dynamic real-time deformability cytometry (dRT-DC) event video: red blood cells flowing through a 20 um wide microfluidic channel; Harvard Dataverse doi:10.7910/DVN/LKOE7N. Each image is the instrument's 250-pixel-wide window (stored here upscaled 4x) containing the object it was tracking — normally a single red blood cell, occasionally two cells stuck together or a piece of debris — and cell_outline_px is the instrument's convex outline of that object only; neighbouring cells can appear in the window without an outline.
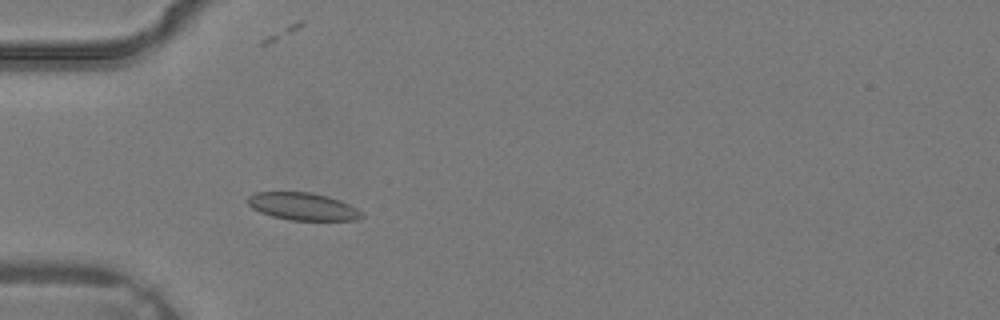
{"species": "common noctule bat (a hibernating species)", "species_latin": "Nyctalus noctula", "temperature_condition": "warm", "stored_images_in_passage": 30, "camera_frame_rate_fps": 3000, "um_per_image_px": 0.085, "animal": {"sex": "male", "body_mass_g": 19.2, "forearm_length_mm": 51.8}, "frame": {"image": 1, "passage_image": 7, "time_ms": 2.0, "image_size_px": [1000, 320], "cell_outline_px": [[364, 216], [356, 220], [288, 220], [272, 216], [260, 212], [252, 208], [248, 204], [248, 196], [252, 192], [312, 192], [328, 196], [340, 200], [364, 212]], "centroid_in_image_um": [25.74, 17.54], "position_along_channel_um": 59.3, "area_um2": 18.38}}
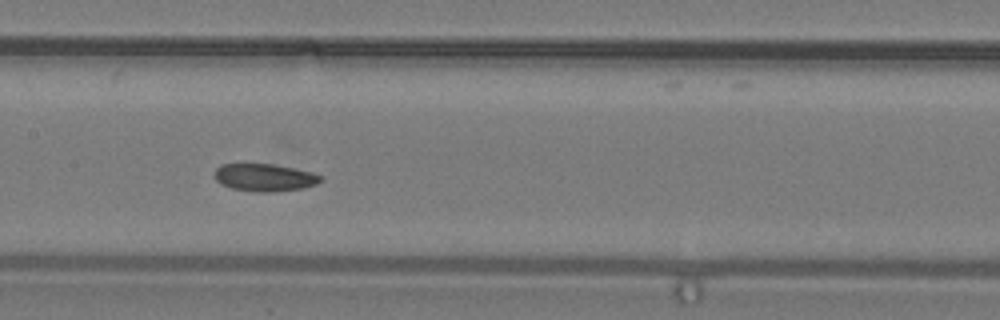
{"frame": {"image": 2, "passage_image": 14, "time_ms": 4.333, "image_size_px": [1000, 320], "cell_outline_px": [[324, 180], [316, 184], [304, 188], [272, 192], [252, 192], [232, 188], [220, 184], [212, 176], [216, 168], [220, 164], [272, 164], [312, 172], [320, 176]], "centroid_in_image_um": [22.45, 15.09], "position_along_channel_um": 185.0, "area_um2": 17.17}}
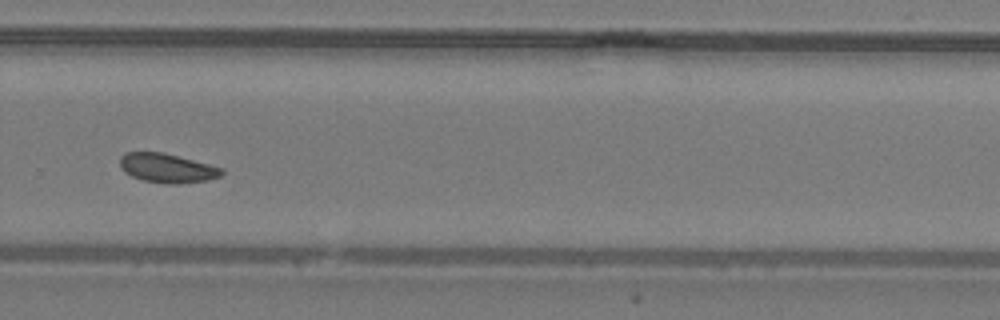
{"frame": {"image": 3, "passage_image": 21, "time_ms": 6.667, "image_size_px": [1000, 320], "cell_outline_px": [[224, 172], [220, 176], [208, 180], [180, 184], [168, 184], [144, 180], [132, 176], [124, 172], [120, 164], [120, 156], [124, 152], [160, 152], [224, 168]], "centroid_in_image_um": [14.2, 14.29], "position_along_channel_um": 315.6, "area_um2": 17.17}}